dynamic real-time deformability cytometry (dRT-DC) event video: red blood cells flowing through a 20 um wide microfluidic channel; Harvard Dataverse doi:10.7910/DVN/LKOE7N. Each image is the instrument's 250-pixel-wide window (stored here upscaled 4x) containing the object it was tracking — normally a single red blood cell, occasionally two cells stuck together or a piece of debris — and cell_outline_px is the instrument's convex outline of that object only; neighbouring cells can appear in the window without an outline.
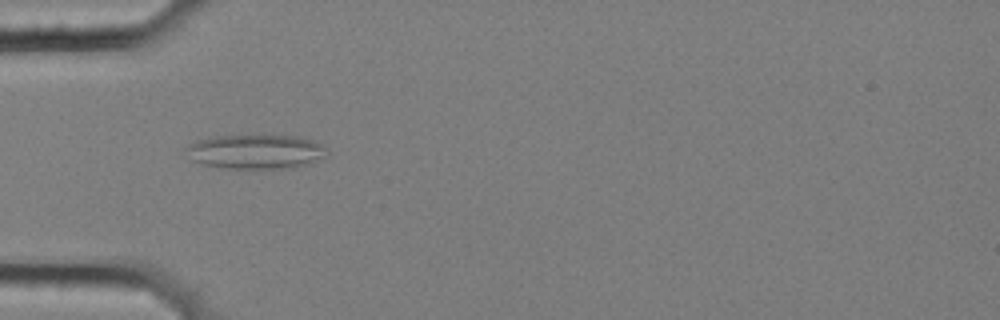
{"species": "common noctule bat (a hibernating species)", "species_latin": "Nyctalus noctula", "temperature_condition": "cold", "stored_images_in_passage": 6, "camera_frame_rate_fps": 3000, "um_per_image_px": 0.085, "animal": {"sex": "female", "body_mass_g": 25.1}, "frame": {"image": 1, "passage_image": 5, "time_ms": 1.333, "image_size_px": [1000, 320], "cell_outline_px": [[324, 156], [308, 164], [292, 168], [228, 168], [204, 164], [192, 160], [184, 148], [196, 140], [216, 136], [300, 136], [312, 140], [320, 144], [324, 148]], "centroid_in_image_um": [21.7, 12.89], "position_along_channel_um": 63.3, "area_um2": 27.74}}